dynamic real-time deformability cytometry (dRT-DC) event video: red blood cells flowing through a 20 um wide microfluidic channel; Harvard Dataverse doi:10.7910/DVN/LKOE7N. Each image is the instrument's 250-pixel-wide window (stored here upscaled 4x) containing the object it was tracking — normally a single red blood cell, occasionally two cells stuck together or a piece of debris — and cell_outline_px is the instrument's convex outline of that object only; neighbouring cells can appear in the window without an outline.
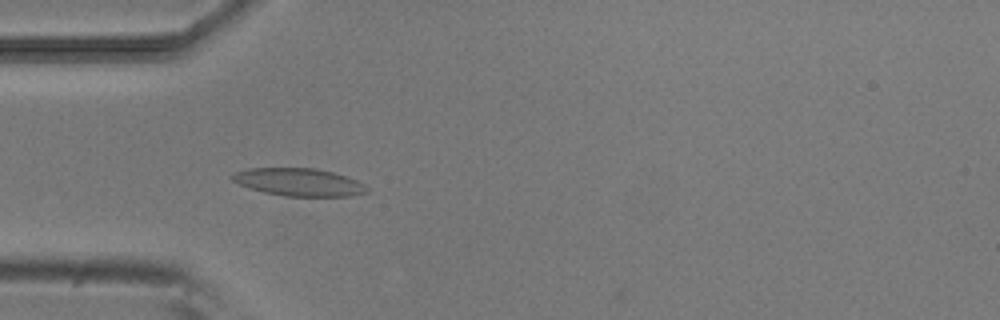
{"species": "common noctule bat (a hibernating species)", "species_latin": "Nyctalus noctula", "temperature_condition": "room temperature", "stored_images_in_passage": 29, "camera_frame_rate_fps": 3000, "um_per_image_px": 0.085, "animal": {"sex": "male", "body_mass_g": 20.5, "forearm_length_mm": 52.5}, "frame": {"image": 1, "passage_image": 15, "time_ms": 4.667, "image_size_px": [1000, 320], "cell_outline_px": [[368, 192], [348, 196], [284, 196], [264, 192], [240, 184], [232, 180], [228, 176], [236, 172], [248, 168], [316, 168], [332, 172], [356, 180], [364, 184], [368, 188]], "centroid_in_image_um": [25.39, 15.48], "position_along_channel_um": 59.6, "area_um2": 21.56}}
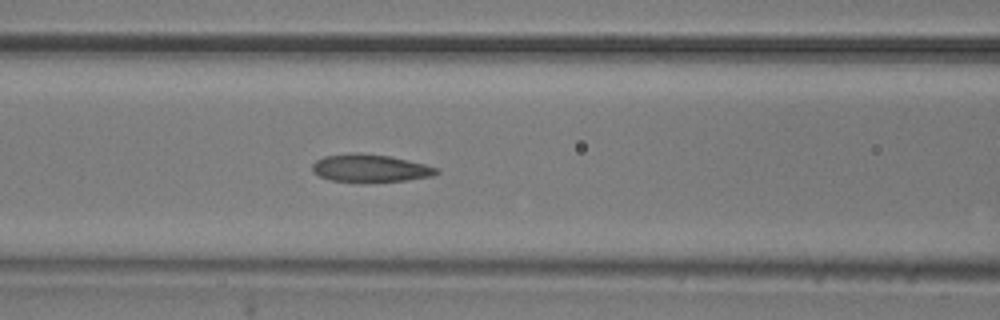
{"frame": {"image": 2, "passage_image": 21, "time_ms": 6.667, "image_size_px": [1000, 320], "cell_outline_px": [[440, 172], [432, 176], [408, 180], [364, 184], [332, 180], [320, 176], [312, 172], [312, 164], [316, 160], [324, 156], [348, 152], [360, 152], [388, 156], [408, 160], [440, 168]], "centroid_in_image_um": [31.46, 14.31], "position_along_channel_um": 135.1, "area_um2": 20.75}}
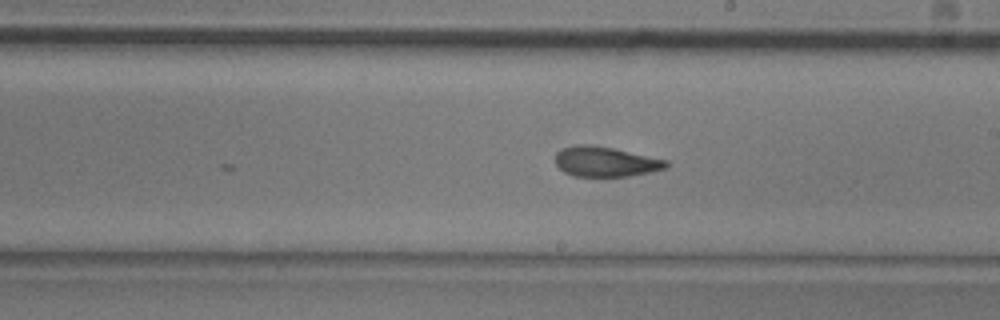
{"frame": {"image": 3, "passage_image": 29, "time_ms": 9.333, "image_size_px": [1000, 320], "cell_outline_px": [[668, 164], [664, 168], [648, 172], [628, 176], [572, 176], [564, 172], [556, 164], [556, 152], [560, 148], [576, 144], [588, 144], [612, 148], [668, 160]], "centroid_in_image_um": [51.41, 13.73], "position_along_channel_um": 237.6, "area_um2": 19.25}}